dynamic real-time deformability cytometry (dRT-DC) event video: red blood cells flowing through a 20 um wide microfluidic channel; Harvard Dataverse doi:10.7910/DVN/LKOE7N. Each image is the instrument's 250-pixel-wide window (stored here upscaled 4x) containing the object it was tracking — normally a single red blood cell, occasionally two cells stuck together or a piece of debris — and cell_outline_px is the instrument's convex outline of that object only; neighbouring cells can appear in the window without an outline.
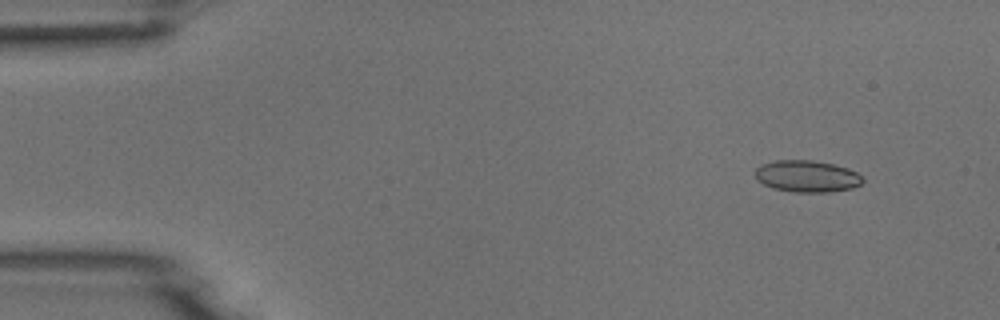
{"species": "common noctule bat (a hibernating species)", "species_latin": "Nyctalus noctula", "temperature_condition": "room temperature", "stored_images_in_passage": 5, "camera_frame_rate_fps": 3000, "um_per_image_px": 0.085, "animal": {"sex": "male", "body_mass_g": 18.8}, "frame": {"image": 1, "passage_image": 2, "time_ms": 1.0, "image_size_px": [1000, 320], "cell_outline_px": [[864, 180], [860, 184], [852, 188], [828, 192], [792, 192], [772, 188], [756, 180], [756, 168], [760, 164], [776, 160], [812, 160], [832, 164], [848, 168], [856, 172]], "centroid_in_image_um": [68.56, 14.98], "position_along_channel_um": 16.4, "area_um2": 19.88}}
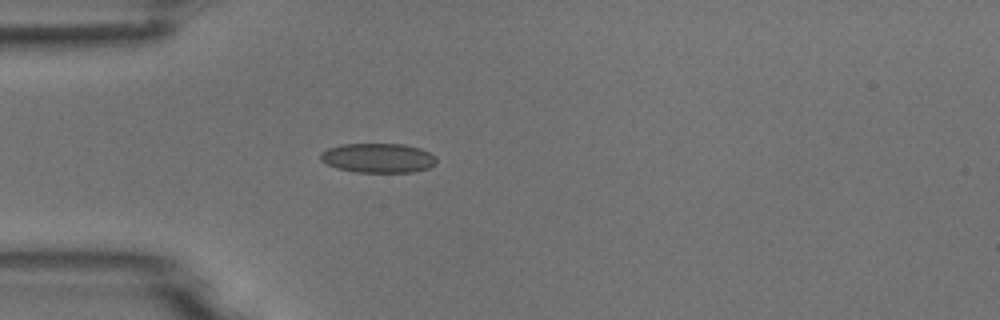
{"frame": {"image": 2, "passage_image": 5, "time_ms": 4.333, "image_size_px": [1000, 320], "cell_outline_px": [[436, 164], [428, 168], [412, 172], [356, 172], [336, 168], [320, 160], [320, 152], [328, 148], [340, 144], [404, 144], [420, 148], [436, 156]], "centroid_in_image_um": [32.13, 13.42], "position_along_channel_um": 52.9, "area_um2": 20.0}}